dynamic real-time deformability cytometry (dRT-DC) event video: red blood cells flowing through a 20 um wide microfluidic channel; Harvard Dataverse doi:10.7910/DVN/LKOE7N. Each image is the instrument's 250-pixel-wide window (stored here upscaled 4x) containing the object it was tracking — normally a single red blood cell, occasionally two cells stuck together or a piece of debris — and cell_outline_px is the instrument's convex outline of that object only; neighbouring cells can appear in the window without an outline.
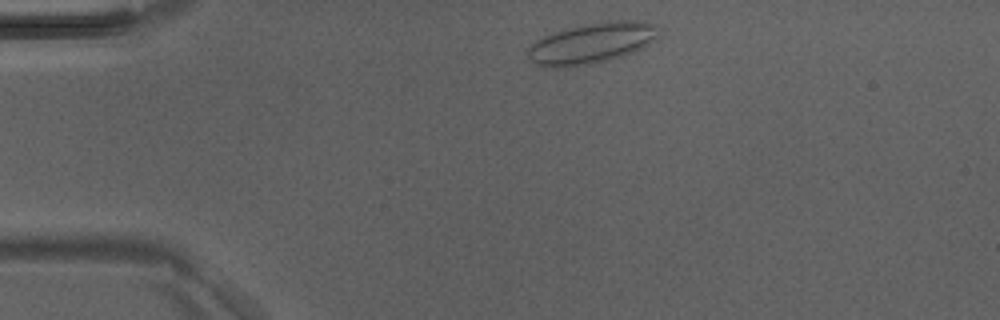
{"species": "Egyptian fruit bat (a non-hibernating species)", "species_latin": "Rousettus aegyptiacus", "temperature_condition": "room temperature", "stored_images_in_passage": 39, "camera_frame_rate_fps": 3000, "um_per_image_px": 0.085, "animal": {"sex": "male"}, "frame": {"image": 1, "passage_image": 2, "time_ms": 0.333, "image_size_px": [1000, 320], "cell_outline_px": [[660, 36], [656, 40], [644, 48], [624, 56], [608, 60], [572, 68], [532, 64], [524, 52], [536, 40], [560, 28], [616, 20], [628, 20], [656, 24]], "centroid_in_image_um": [50.28, 3.68], "position_along_channel_um": 34.7, "area_um2": 31.56}}
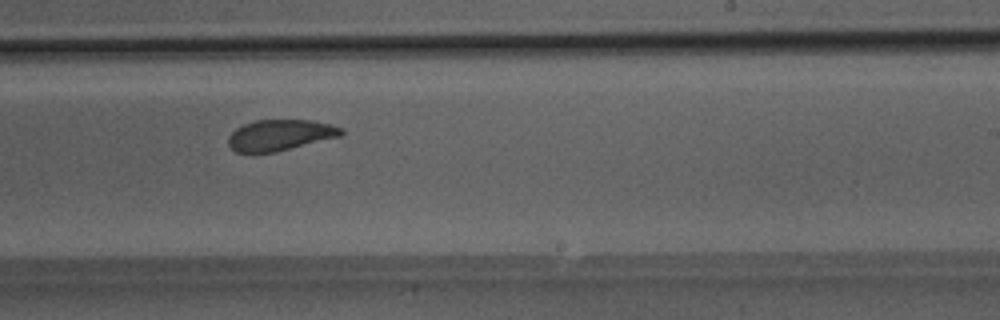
{"frame": {"image": 2, "passage_image": 21, "time_ms": 6.667, "image_size_px": [1000, 320], "cell_outline_px": [[344, 132], [340, 136], [276, 152], [252, 156], [236, 152], [228, 144], [228, 136], [236, 128], [244, 124], [256, 120], [308, 120], [328, 124], [344, 128]], "centroid_in_image_um": [23.73, 11.52], "position_along_channel_um": 265.3, "area_um2": 20.75}}
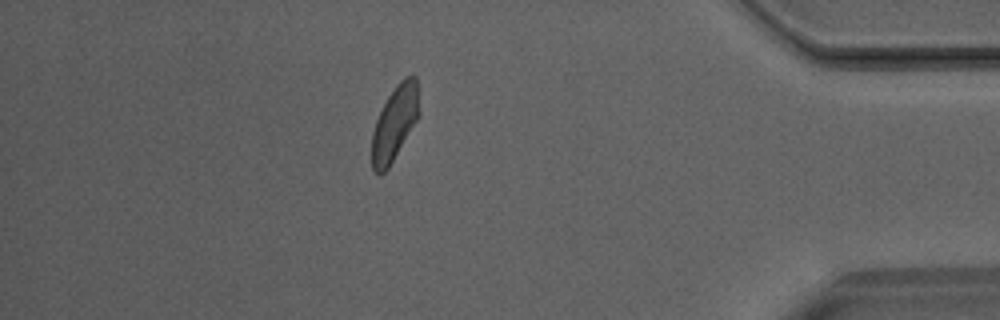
{"frame": {"image": 3, "passage_image": 33, "time_ms": 10.667, "image_size_px": [1000, 320], "cell_outline_px": [[420, 116], [388, 168], [380, 176], [372, 168], [372, 132], [376, 120], [388, 96], [396, 84], [404, 76], [416, 76], [420, 112]], "centroid_in_image_um": [33.56, 10.45], "position_along_channel_um": 401.6, "area_um2": 20.58}}